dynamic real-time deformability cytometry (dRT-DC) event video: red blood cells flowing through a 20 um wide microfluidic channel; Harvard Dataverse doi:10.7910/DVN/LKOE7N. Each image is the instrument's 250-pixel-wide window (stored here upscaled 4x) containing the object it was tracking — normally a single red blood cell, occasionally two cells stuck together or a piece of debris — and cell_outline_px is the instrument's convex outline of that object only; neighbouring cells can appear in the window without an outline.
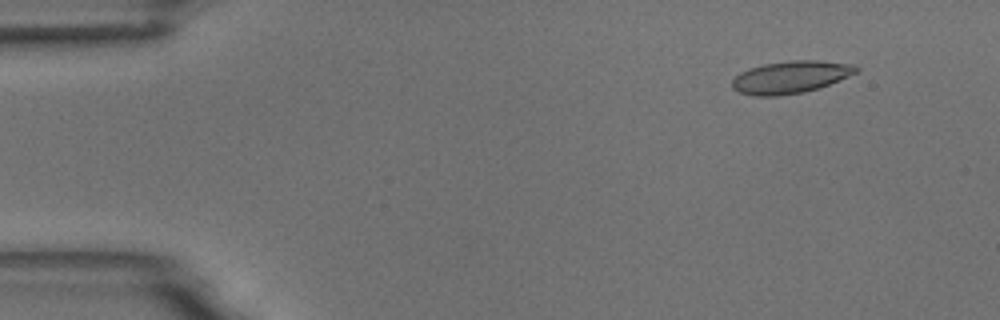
{"species": "common noctule bat (a hibernating species)", "species_latin": "Nyctalus noctula", "temperature_condition": "room temperature", "stored_images_in_passage": 5, "camera_frame_rate_fps": 3000, "um_per_image_px": 0.085, "animal": {"sex": "male", "body_mass_g": 18.8}, "frame": {"image": 1, "passage_image": 2, "time_ms": 1.0, "image_size_px": [1000, 320], "cell_outline_px": [[860, 68], [856, 72], [840, 80], [820, 88], [804, 92], [780, 96], [756, 96], [740, 92], [732, 88], [732, 80], [740, 72], [748, 68], [764, 64], [792, 60], [816, 60], [856, 64]], "centroid_in_image_um": [67.22, 6.55], "position_along_channel_um": 17.8, "area_um2": 23.52}}